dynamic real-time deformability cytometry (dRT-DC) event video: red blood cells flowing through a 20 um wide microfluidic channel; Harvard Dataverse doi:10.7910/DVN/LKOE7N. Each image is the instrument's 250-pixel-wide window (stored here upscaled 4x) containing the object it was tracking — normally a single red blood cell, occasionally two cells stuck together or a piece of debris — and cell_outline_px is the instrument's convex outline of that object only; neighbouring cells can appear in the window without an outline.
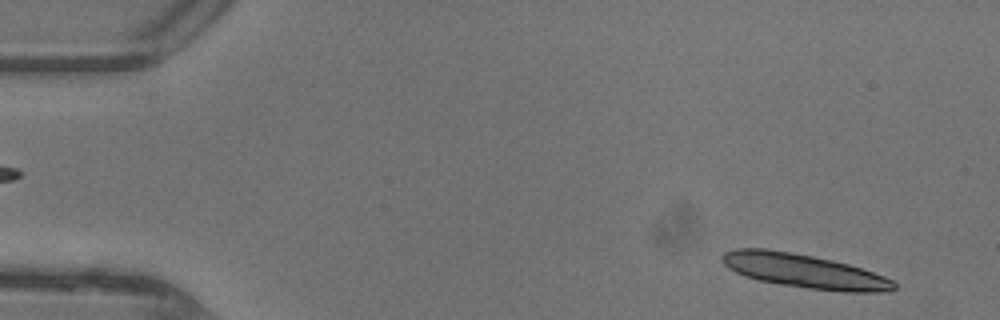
{"species": "common noctule bat (a hibernating species)", "species_latin": "Nyctalus noctula", "temperature_condition": "warm", "stored_images_in_passage": 46, "camera_frame_rate_fps": 3000, "um_per_image_px": 0.085, "animal": {"sex": "female"}, "frame": {"image": 1, "passage_image": 3, "time_ms": 0.667, "image_size_px": [1000, 320], "cell_outline_px": [[896, 288], [888, 292], [844, 292], [808, 288], [780, 284], [760, 280], [744, 276], [728, 268], [720, 260], [720, 256], [724, 252], [736, 248], [768, 248], [812, 256], [832, 260], [848, 264], [884, 276], [892, 280], [896, 284]], "centroid_in_image_um": [68.32, 23.03], "position_along_channel_um": 16.7, "area_um2": 33.99}}
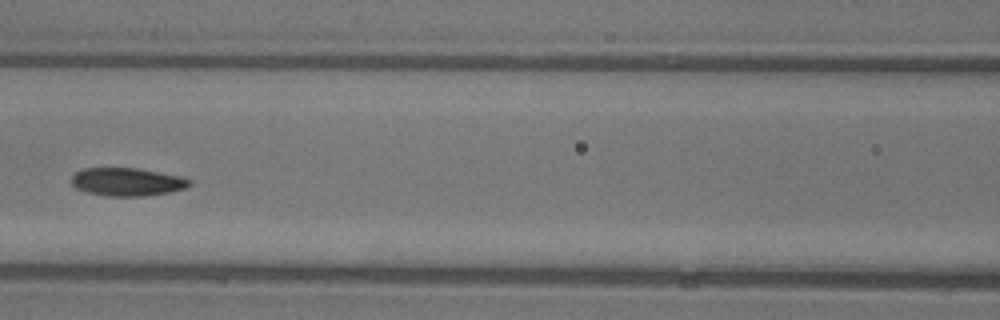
{"frame": {"image": 2, "passage_image": 21, "time_ms": 6.667, "image_size_px": [1000, 320], "cell_outline_px": [[192, 184], [184, 188], [168, 192], [144, 196], [104, 196], [88, 192], [76, 188], [72, 184], [72, 176], [76, 172], [84, 168], [136, 168], [180, 176], [192, 180]], "centroid_in_image_um": [10.8, 15.46], "position_along_channel_um": 155.8, "area_um2": 19.19}}
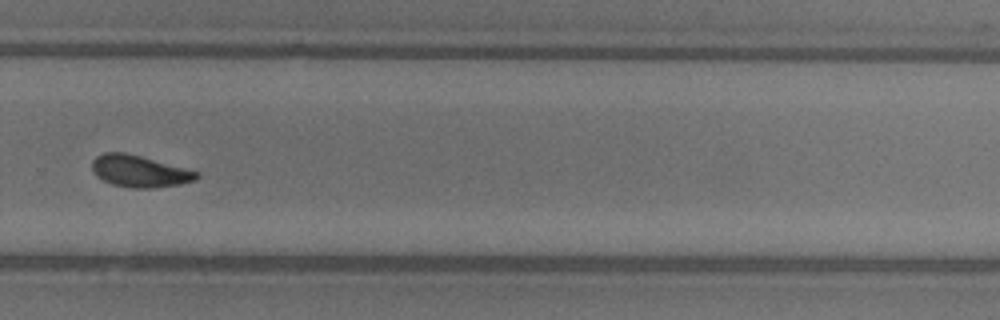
{"frame": {"image": 3, "passage_image": 32, "time_ms": 10.333, "image_size_px": [1000, 320], "cell_outline_px": [[200, 176], [196, 180], [180, 184], [152, 188], [132, 188], [112, 184], [96, 176], [92, 172], [92, 160], [96, 156], [104, 152], [124, 152], [140, 156], [200, 172]], "centroid_in_image_um": [11.85, 14.55], "position_along_channel_um": 318.0, "area_um2": 19.36}, "authors_computed_cell_mechanics": {"area_um2": 19.6231, "velocity_mm_per_s": 4.444, "shape_relaxation_time_tau1_ms": 3.4508, "shape_relaxation_time_tau2_ms": 2.1615, "deformation_change_tau1": 0.1464, "deformation_change_tau2": 0.0821}}